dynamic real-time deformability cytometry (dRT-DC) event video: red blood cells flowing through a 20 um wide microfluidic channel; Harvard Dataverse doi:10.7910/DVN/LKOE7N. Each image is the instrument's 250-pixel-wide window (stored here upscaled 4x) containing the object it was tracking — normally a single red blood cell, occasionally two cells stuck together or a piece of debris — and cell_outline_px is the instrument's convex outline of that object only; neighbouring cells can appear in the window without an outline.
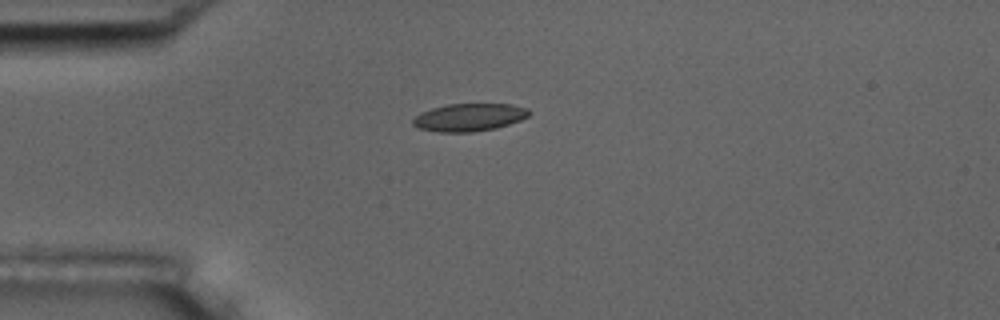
{"species": "common noctule bat (a hibernating species)", "species_latin": "Nyctalus noctula", "temperature_condition": "room temperature", "stored_images_in_passage": 12, "camera_frame_rate_fps": 3000, "um_per_image_px": 0.085, "animal": {"sex": "male", "body_mass_g": 17.5, "forearm_length_mm": 52.3}, "frame": {"image": 1, "passage_image": 1, "time_ms": 0.0, "image_size_px": [1000, 320], "cell_outline_px": [[532, 112], [528, 116], [520, 120], [496, 128], [472, 132], [436, 132], [416, 128], [412, 124], [412, 120], [420, 112], [432, 108], [448, 104], [512, 104], [528, 108]], "centroid_in_image_um": [39.86, 9.97], "position_along_channel_um": 45.1, "area_um2": 18.9}}
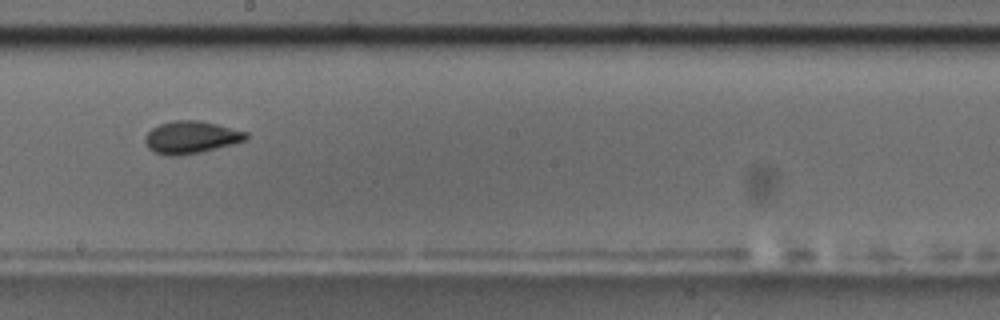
{"frame": {"image": 2, "passage_image": 6, "time_ms": 5.667, "image_size_px": [1000, 320], "cell_outline_px": [[248, 136], [244, 140], [232, 144], [200, 152], [180, 156], [168, 156], [156, 152], [148, 148], [144, 140], [144, 136], [152, 128], [160, 124], [172, 120], [200, 120], [248, 132]], "centroid_in_image_um": [16.21, 11.66], "position_along_channel_um": 232.0, "area_um2": 19.02}}
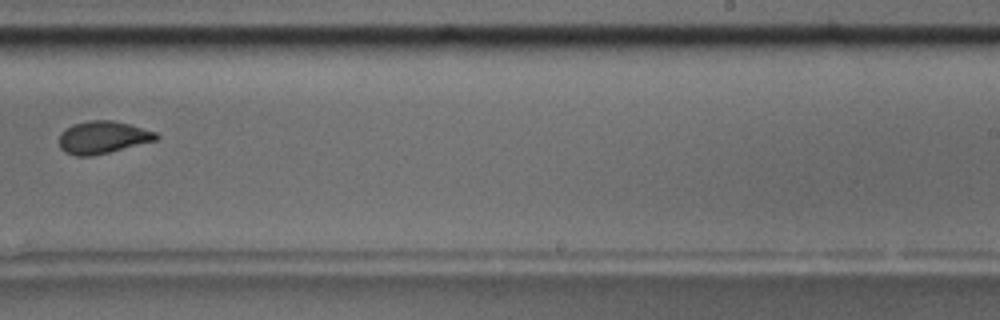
{"frame": {"image": 3, "passage_image": 7, "time_ms": 7.0, "image_size_px": [1000, 320], "cell_outline_px": [[160, 136], [156, 140], [92, 156], [76, 156], [64, 152], [60, 148], [60, 132], [64, 128], [72, 124], [88, 120], [112, 120], [128, 124], [156, 132]], "centroid_in_image_um": [8.69, 11.67], "position_along_channel_um": 280.3, "area_um2": 18.32}, "authors_computed_cell_mechanics": {"area_um2": 18.785, "velocity_mm_per_s": 3.6189, "shape_relaxation_time_tau1_ms": 3.806, "shape_relaxation_time_tau2_ms": null, "deformation_change_tau1": 0.1052, "deformation_change_tau2": null}}